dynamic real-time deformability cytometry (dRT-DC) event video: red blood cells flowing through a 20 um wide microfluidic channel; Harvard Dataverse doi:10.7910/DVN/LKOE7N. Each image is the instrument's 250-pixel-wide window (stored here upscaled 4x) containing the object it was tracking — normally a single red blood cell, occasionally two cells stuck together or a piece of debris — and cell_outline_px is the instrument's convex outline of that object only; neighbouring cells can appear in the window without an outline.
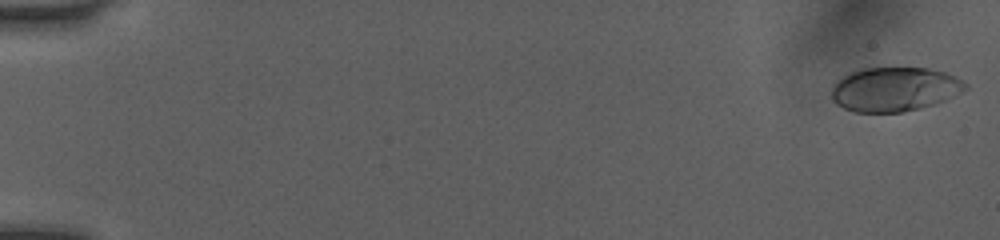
{"species": "human", "species_latin": "Homo sapiens", "temperature_condition": "room temperature", "stored_images_in_passage": 16, "camera_frame_rate_fps": 3000, "um_per_image_px": 0.085, "donor": {"sex": "female"}, "frame": {"image": 1, "passage_image": 1, "time_ms": 0.0, "image_size_px": [1000, 240], "cell_outline_px": [[968, 88], [964, 92], [936, 104], [904, 112], [852, 112], [836, 104], [832, 100], [832, 84], [836, 80], [848, 72], [860, 68], [928, 68], [948, 72], [964, 80], [968, 84]], "centroid_in_image_um": [76.06, 7.58], "position_along_channel_um": 8.9, "area_um2": 35.2}}